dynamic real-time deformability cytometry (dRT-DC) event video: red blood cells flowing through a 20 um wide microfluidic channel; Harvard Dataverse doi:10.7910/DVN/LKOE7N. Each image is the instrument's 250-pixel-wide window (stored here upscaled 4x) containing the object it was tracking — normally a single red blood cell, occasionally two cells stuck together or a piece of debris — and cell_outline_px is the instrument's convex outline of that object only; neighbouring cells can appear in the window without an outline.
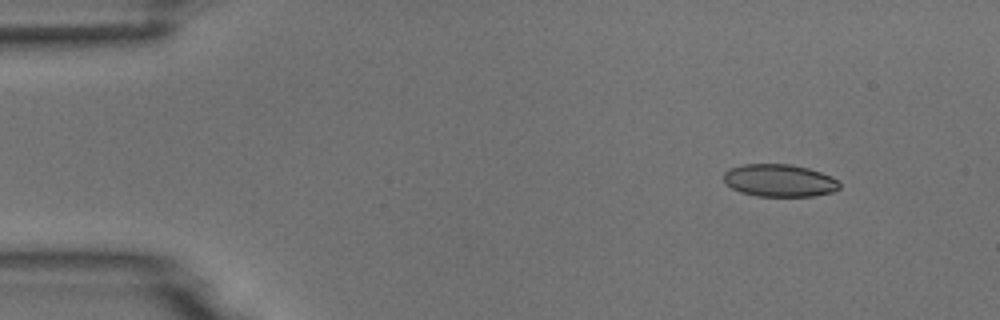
{"species": "common noctule bat (a hibernating species)", "species_latin": "Nyctalus noctula", "temperature_condition": "room temperature", "stored_images_in_passage": 4, "camera_frame_rate_fps": 3000, "um_per_image_px": 0.085, "animal": {"sex": "male", "body_mass_g": 18.8}, "frame": {"image": 1, "passage_image": 2, "time_ms": 1.333, "image_size_px": [1000, 320], "cell_outline_px": [[840, 188], [832, 192], [812, 196], [756, 196], [740, 192], [724, 184], [724, 172], [728, 168], [744, 164], [792, 164], [808, 168], [832, 176], [840, 180]], "centroid_in_image_um": [66.25, 15.34], "position_along_channel_um": 18.8, "area_um2": 22.2}}
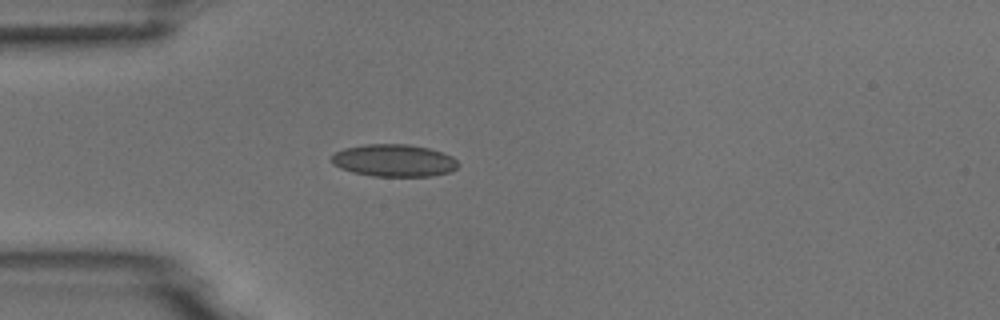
{"frame": {"image": 2, "passage_image": 4, "time_ms": 4.333, "image_size_px": [1000, 320], "cell_outline_px": [[460, 164], [456, 168], [448, 172], [432, 176], [372, 176], [352, 172], [340, 168], [332, 164], [332, 156], [336, 152], [344, 148], [364, 144], [408, 144], [428, 148], [444, 152], [452, 156]], "centroid_in_image_um": [33.49, 13.64], "position_along_channel_um": 51.5, "area_um2": 23.93}}